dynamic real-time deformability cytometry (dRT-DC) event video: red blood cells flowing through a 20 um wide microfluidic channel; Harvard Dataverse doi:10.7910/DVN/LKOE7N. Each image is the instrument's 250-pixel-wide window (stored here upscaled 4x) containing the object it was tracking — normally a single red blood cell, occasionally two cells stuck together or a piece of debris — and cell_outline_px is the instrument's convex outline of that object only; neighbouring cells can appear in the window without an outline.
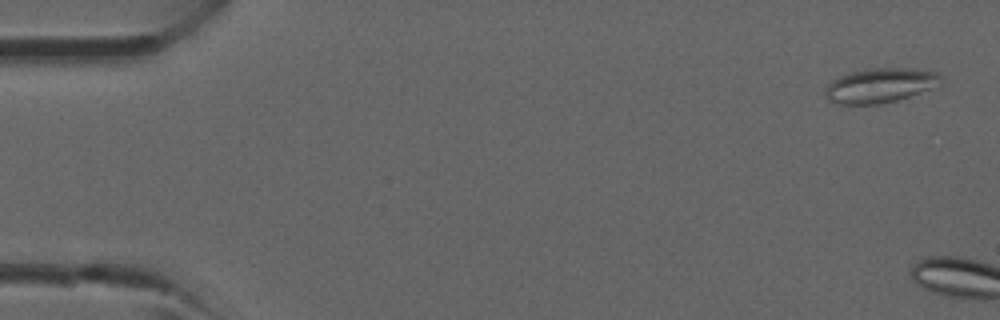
{"species": "common noctule bat (a hibernating species)", "species_latin": "Nyctalus noctula", "temperature_condition": "room temperature", "stored_images_in_passage": 11, "camera_frame_rate_fps": 3000, "um_per_image_px": 0.085, "animal": {"sex": "male", "forearm_length_mm": 52.5}, "frame": {"image": 1, "passage_image": 2, "time_ms": 0.333, "image_size_px": [1000, 320], "cell_outline_px": [[944, 84], [896, 100], [880, 104], [836, 104], [828, 100], [824, 96], [824, 88], [832, 80], [840, 76], [852, 72], [868, 68], [916, 68], [940, 72], [944, 76]], "centroid_in_image_um": [74.86, 7.25], "position_along_channel_um": 10.1, "area_um2": 23.76}}